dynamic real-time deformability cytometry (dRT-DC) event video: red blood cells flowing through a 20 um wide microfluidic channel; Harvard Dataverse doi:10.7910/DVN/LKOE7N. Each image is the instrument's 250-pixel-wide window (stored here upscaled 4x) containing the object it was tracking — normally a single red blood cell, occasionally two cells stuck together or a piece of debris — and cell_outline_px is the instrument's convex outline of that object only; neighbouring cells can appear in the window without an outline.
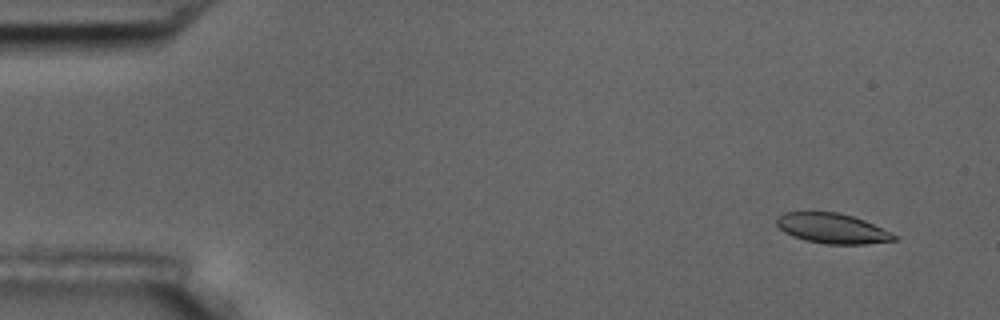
{"species": "common noctule bat (a hibernating species)", "species_latin": "Nyctalus noctula", "temperature_condition": "room temperature", "stored_images_in_passage": 56, "camera_frame_rate_fps": 3000, "um_per_image_px": 0.085, "animal": {"sex": "male", "body_mass_g": 17.5, "forearm_length_mm": 52.3}, "frame": {"image": 1, "passage_image": 4, "time_ms": 1.0, "image_size_px": [1000, 320], "cell_outline_px": [[900, 236], [896, 240], [864, 244], [824, 244], [804, 240], [792, 236], [784, 232], [776, 224], [776, 216], [784, 212], [836, 212], [852, 216], [864, 220]], "centroid_in_image_um": [70.73, 19.42], "position_along_channel_um": 14.3, "area_um2": 20.69}}
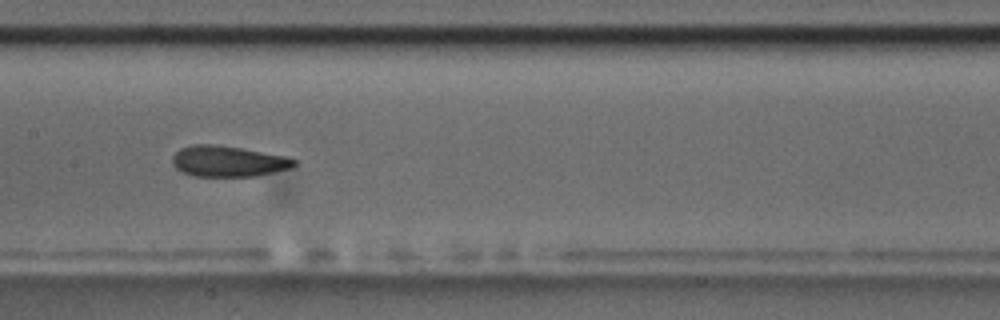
{"frame": {"image": 2, "passage_image": 28, "time_ms": 9.0, "image_size_px": [1000, 320], "cell_outline_px": [[296, 164], [292, 168], [256, 176], [196, 176], [184, 172], [176, 168], [172, 164], [172, 156], [180, 148], [192, 144], [216, 144], [240, 148], [284, 156], [296, 160]], "centroid_in_image_um": [19.37, 13.7], "position_along_channel_um": 188.0, "area_um2": 21.79}}
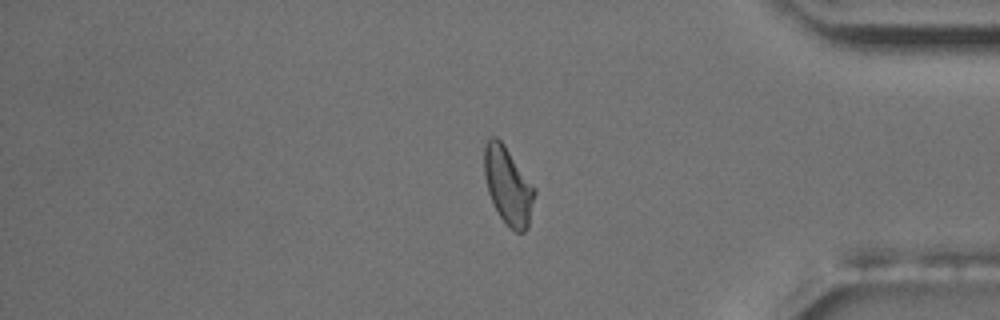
{"frame": {"image": 3, "passage_image": 47, "time_ms": 15.333, "image_size_px": [1000, 320], "cell_outline_px": [[536, 192], [528, 228], [524, 232], [516, 232], [508, 228], [500, 216], [488, 192], [484, 176], [484, 148], [488, 140], [492, 136], [496, 136], [504, 144], [536, 188]], "centroid_in_image_um": [43.2, 15.8], "position_along_channel_um": 392.0, "area_um2": 22.77}, "authors_computed_cell_mechanics": {"area_um2": 22.0507, "velocity_mm_per_s": 3.5946, "shape_relaxation_time_tau1_ms": 6.4943, "shape_relaxation_time_tau2_ms": 2.8795, "deformation_change_tau1": 0.1514, "deformation_change_tau2": 0.0832}}